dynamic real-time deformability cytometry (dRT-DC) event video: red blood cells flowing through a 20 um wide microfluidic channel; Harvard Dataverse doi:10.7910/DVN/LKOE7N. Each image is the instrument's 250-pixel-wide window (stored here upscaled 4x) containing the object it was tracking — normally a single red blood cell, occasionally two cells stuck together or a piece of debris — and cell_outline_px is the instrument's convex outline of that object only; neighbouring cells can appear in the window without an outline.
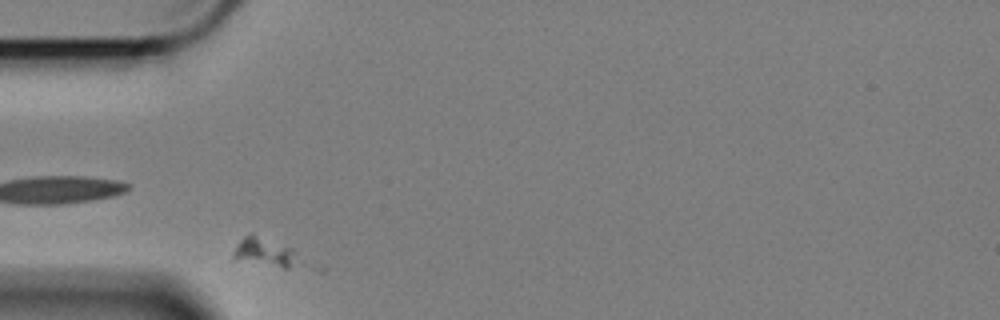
{"species": "Egyptian fruit bat (a non-hibernating species)", "species_latin": "Rousettus aegyptiacus", "temperature_condition": "cold", "stored_images_in_passage": 34, "camera_frame_rate_fps": 3000, "um_per_image_px": 0.085, "animal": {"sex": "female"}, "frame": {"image": 1, "passage_image": 1, "time_ms": 0.0, "image_size_px": [1000, 320], "cell_outline_px": [[296, 252], [288, 268], [280, 268], [232, 256], [232, 252], [236, 244], [244, 236], [252, 232], [292, 248]], "centroid_in_image_um": [22.42, 21.35], "position_along_channel_um": 62.6, "area_um2": 10.23}}
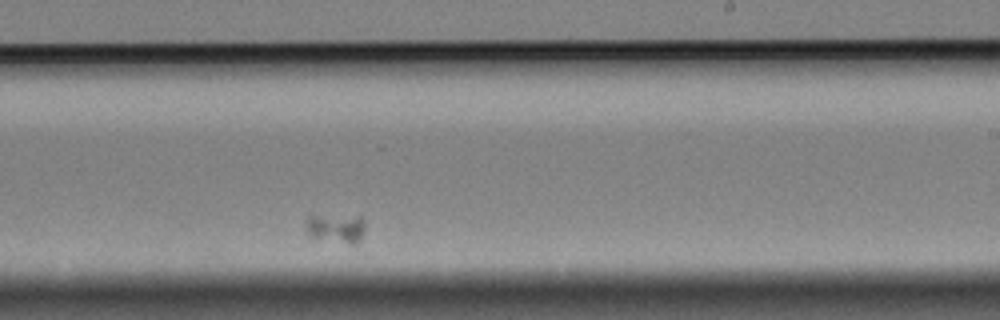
{"frame": {"image": 2, "passage_image": 22, "time_ms": 7.0, "image_size_px": [1000, 320], "cell_outline_px": [[364, 232], [360, 240], [356, 244], [348, 244], [312, 236], [308, 232], [308, 216], [312, 212], [364, 216]], "centroid_in_image_um": [28.61, 19.31], "position_along_channel_um": 260.4, "area_um2": 10.52}}